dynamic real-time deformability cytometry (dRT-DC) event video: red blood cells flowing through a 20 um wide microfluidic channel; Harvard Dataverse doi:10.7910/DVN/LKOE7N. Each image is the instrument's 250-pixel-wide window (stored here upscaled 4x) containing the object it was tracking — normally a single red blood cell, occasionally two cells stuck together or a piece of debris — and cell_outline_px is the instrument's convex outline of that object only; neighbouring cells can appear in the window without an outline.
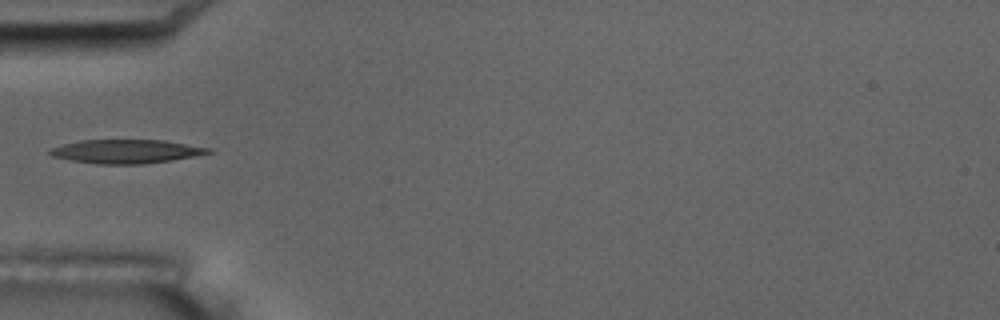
{"species": "common noctule bat (a hibernating species)", "species_latin": "Nyctalus noctula", "temperature_condition": "room temperature", "stored_images_in_passage": 3, "camera_frame_rate_fps": 3000, "um_per_image_px": 0.085, "animal": {"sex": "male", "body_mass_g": 17.5, "forearm_length_mm": 52.3}, "frame": {"image": 1, "passage_image": 1, "time_ms": 0.0, "image_size_px": [1000, 320], "cell_outline_px": [[216, 152], [172, 160], [140, 164], [96, 164], [72, 160], [52, 156], [48, 152], [48, 148], [60, 144], [80, 140], [164, 140], [212, 148]], "centroid_in_image_um": [10.72, 12.86], "position_along_channel_um": 74.3, "area_um2": 22.14}}